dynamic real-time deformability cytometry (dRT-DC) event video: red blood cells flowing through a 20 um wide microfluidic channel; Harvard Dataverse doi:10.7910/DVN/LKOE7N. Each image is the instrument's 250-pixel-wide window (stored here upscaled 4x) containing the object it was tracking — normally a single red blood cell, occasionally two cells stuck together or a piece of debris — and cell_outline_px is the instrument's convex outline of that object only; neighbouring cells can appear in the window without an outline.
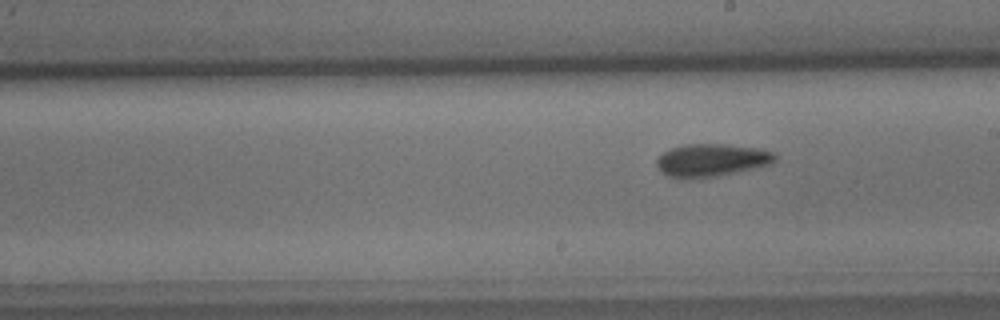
{"species": "common noctule bat (a hibernating species)", "species_latin": "Nyctalus noctula", "temperature_condition": "cold", "stored_images_in_passage": 11, "segment_of_instrument_passage": [2, 2], "camera_frame_rate_fps": 3000, "um_per_image_px": 0.085, "animal": {"sex": "male", "body_mass_g": 15.6}, "frame": {"image": 1, "passage_image": 11, "time_ms": 12.333, "image_size_px": [1000, 320], "cell_outline_px": [[776, 160], [772, 164], [720, 176], [684, 180], [680, 180], [668, 176], [660, 172], [656, 164], [656, 160], [664, 152], [672, 148], [684, 144], [724, 144], [760, 148], [772, 152], [776, 156]], "centroid_in_image_um": [60.46, 13.64], "position_along_channel_um": 228.5, "area_um2": 23.0}}